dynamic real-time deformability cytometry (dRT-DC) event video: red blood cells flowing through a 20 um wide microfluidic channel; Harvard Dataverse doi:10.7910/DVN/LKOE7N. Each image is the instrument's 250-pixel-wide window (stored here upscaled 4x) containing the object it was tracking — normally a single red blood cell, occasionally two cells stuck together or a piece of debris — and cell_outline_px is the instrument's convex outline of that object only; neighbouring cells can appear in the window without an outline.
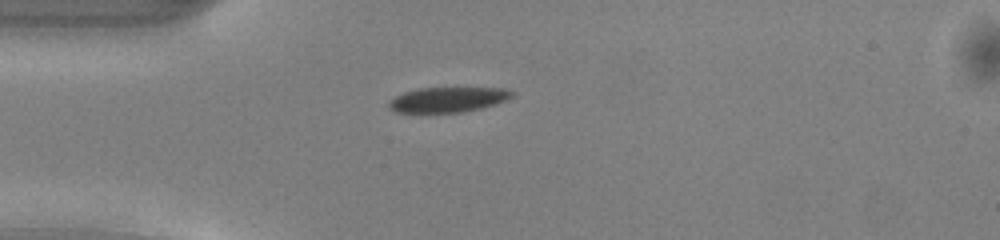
{"species": "common noctule bat (a hibernating species)", "species_latin": "Nyctalus noctula", "temperature_condition": "warm", "stored_images_in_passage": 38, "camera_frame_rate_fps": 3000, "um_per_image_px": 0.085, "animal": {"sex": "male", "body_mass_g": 13.0, "forearm_length_mm": 53.1}, "frame": {"image": 1, "passage_image": 1, "time_ms": 0.0, "image_size_px": [1000, 240], "cell_outline_px": [[516, 92], [512, 96], [496, 104], [480, 108], [460, 112], [396, 112], [388, 108], [388, 100], [404, 92], [416, 88], [504, 88]], "centroid_in_image_um": [38.04, 8.46], "position_along_channel_um": 47.0, "area_um2": 17.92}}
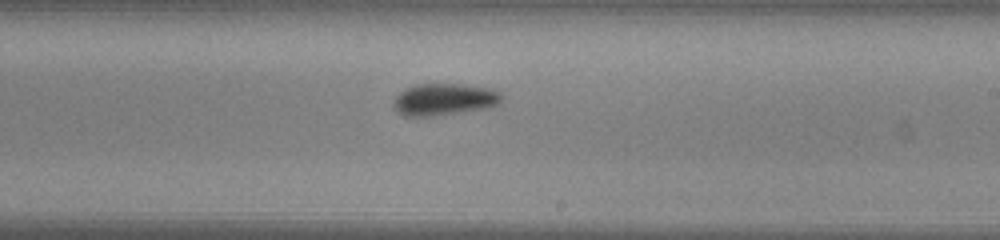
{"frame": {"image": 2, "passage_image": 17, "time_ms": 5.333, "image_size_px": [1000, 240], "cell_outline_px": [[504, 100], [500, 104], [492, 108], [432, 116], [404, 116], [392, 104], [396, 96], [404, 88], [416, 84], [460, 84], [492, 88], [500, 92], [504, 96]], "centroid_in_image_um": [37.84, 8.44], "position_along_channel_um": 251.2, "area_um2": 20.46}}
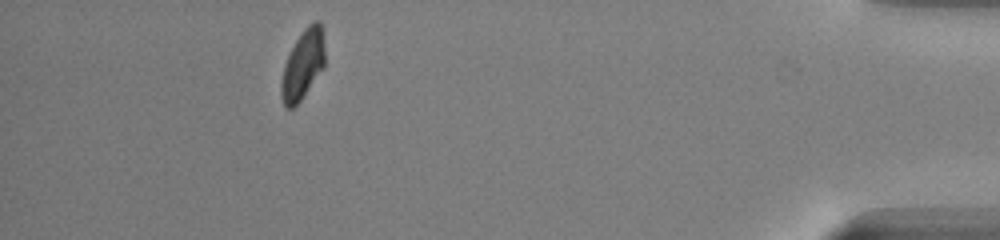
{"frame": {"image": 3, "passage_image": 33, "time_ms": 10.667, "image_size_px": [1000, 240], "cell_outline_px": [[324, 68], [300, 100], [292, 108], [288, 108], [284, 104], [280, 92], [280, 84], [284, 64], [296, 40], [304, 28], [308, 24], [316, 20], [320, 20], [324, 32]], "centroid_in_image_um": [25.76, 5.45], "position_along_channel_um": 409.4, "area_um2": 17.63}, "authors_computed_cell_mechanics": {"area_um2": 19.0162, "velocity_mm_per_s": 4.1041, "shape_relaxation_time_tau1_ms": 2.3729, "shape_relaxation_time_tau2_ms": 2.6119, "deformation_change_tau1": 0.1106, "deformation_change_tau2": 0.0587}}